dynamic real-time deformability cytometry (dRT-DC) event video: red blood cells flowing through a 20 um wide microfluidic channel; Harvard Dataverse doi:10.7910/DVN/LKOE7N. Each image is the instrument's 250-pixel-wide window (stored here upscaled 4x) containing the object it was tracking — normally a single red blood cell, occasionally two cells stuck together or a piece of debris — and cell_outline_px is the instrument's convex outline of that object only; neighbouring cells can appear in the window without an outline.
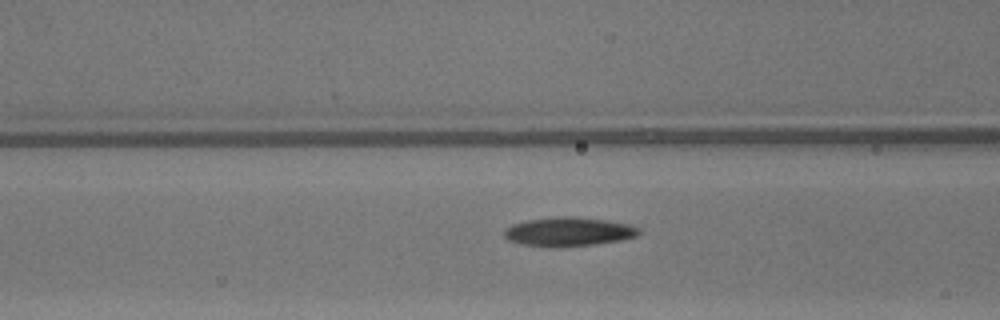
{"species": "common noctule bat (a hibernating species)", "species_latin": "Nyctalus noctula", "temperature_condition": "warm", "stored_images_in_passage": 17, "camera_frame_rate_fps": 3000, "um_per_image_px": 0.085, "animal": {"sex": "male", "body_mass_g": 13.3}, "frame": {"image": 1, "passage_image": 15, "time_ms": 4.667, "image_size_px": [1000, 320], "cell_outline_px": [[640, 236], [620, 240], [596, 244], [556, 248], [552, 248], [520, 244], [508, 240], [504, 236], [504, 228], [512, 224], [528, 220], [556, 216], [576, 216], [632, 224], [640, 228]], "centroid_in_image_um": [48.34, 19.7], "position_along_channel_um": 118.3, "area_um2": 23.24}}